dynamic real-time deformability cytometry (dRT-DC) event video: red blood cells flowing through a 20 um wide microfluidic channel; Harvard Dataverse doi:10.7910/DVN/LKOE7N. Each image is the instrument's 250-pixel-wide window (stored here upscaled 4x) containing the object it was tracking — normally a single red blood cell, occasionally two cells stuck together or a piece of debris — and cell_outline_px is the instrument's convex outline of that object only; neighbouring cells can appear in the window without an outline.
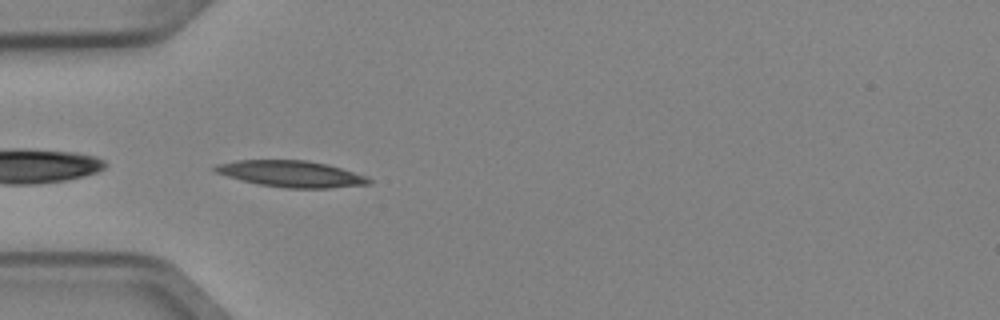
{"species": "Egyptian fruit bat (a non-hibernating species)", "species_latin": "Rousettus aegyptiacus", "temperature_condition": "cold", "stored_images_in_passage": 6, "camera_frame_rate_fps": 3000, "um_per_image_px": 0.085, "animal": {"sex": "female"}, "frame": {"image": 1, "passage_image": 5, "time_ms": 1.333, "image_size_px": [1000, 320], "cell_outline_px": [[372, 184], [332, 188], [288, 188], [260, 184], [240, 180], [216, 172], [212, 168], [216, 164], [236, 160], [308, 160], [328, 164], [368, 176], [372, 180]], "centroid_in_image_um": [24.8, 14.77], "position_along_channel_um": 60.2, "area_um2": 23.76}}
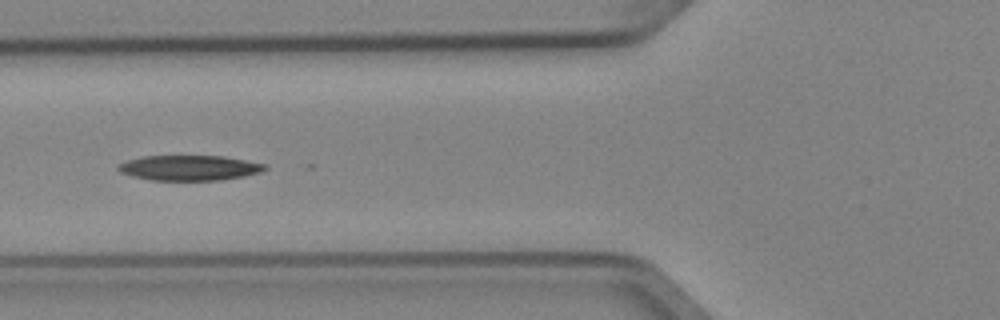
{"frame": {"image": 2, "passage_image": 6, "time_ms": 1.667, "image_size_px": [1000, 320], "cell_outline_px": [[268, 168], [260, 172], [244, 176], [220, 180], [152, 180], [132, 176], [120, 172], [116, 168], [116, 164], [140, 156], [224, 156], [264, 164]], "centroid_in_image_um": [16.04, 14.26], "position_along_channel_um": 109.8, "area_um2": 21.5}}